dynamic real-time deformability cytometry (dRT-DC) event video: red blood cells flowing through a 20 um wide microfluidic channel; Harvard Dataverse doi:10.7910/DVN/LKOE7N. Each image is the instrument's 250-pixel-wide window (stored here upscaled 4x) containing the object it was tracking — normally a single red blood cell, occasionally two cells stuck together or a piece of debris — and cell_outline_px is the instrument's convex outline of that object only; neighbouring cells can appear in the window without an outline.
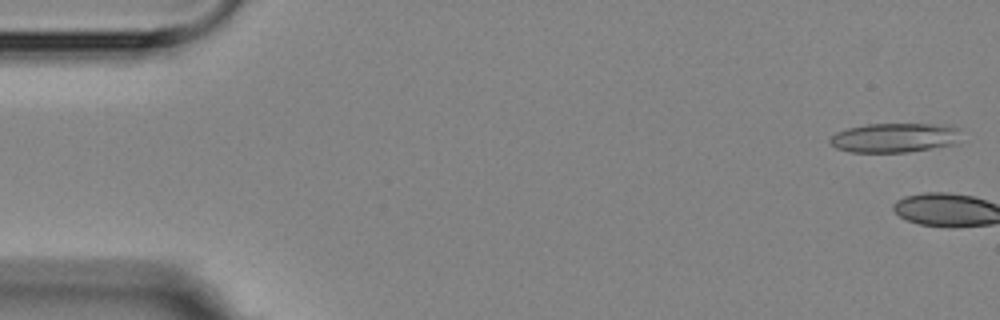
{"species": "Egyptian fruit bat (a non-hibernating species)", "species_latin": "Rousettus aegyptiacus", "temperature_condition": "room temperature", "stored_images_in_passage": 5, "camera_frame_rate_fps": 3000, "um_per_image_px": 0.085, "animal": {"sex": "female"}, "frame": {"image": 1, "passage_image": 1, "time_ms": 0.0, "image_size_px": [1000, 320], "cell_outline_px": [[956, 144], [908, 152], [852, 152], [836, 148], [828, 144], [828, 140], [836, 132], [848, 128], [864, 124], [952, 124], [956, 128]], "centroid_in_image_um": [75.97, 11.7], "position_along_channel_um": 9.0, "area_um2": 22.43}}